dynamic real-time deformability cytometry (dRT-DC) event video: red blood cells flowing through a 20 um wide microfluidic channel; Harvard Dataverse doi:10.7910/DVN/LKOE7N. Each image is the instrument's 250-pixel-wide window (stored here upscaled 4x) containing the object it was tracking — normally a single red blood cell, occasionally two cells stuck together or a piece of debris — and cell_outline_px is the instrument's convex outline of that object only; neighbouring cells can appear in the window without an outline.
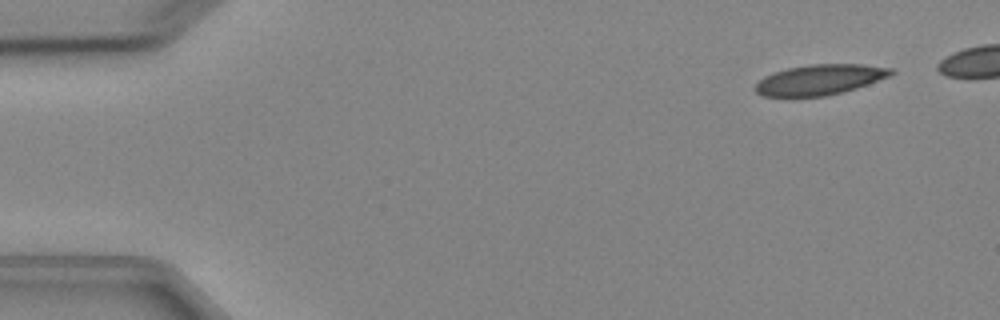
{"species": "Egyptian fruit bat (a non-hibernating species)", "species_latin": "Rousettus aegyptiacus", "temperature_condition": "cold", "stored_images_in_passage": 4, "camera_frame_rate_fps": 3000, "um_per_image_px": 0.085, "animal": {"sex": "female"}, "frame": {"image": 1, "passage_image": 1, "time_ms": 0.0, "image_size_px": [1000, 320], "cell_outline_px": [[896, 72], [892, 76], [844, 92], [824, 96], [760, 96], [756, 92], [756, 84], [764, 76], [788, 68], [808, 64], [860, 64], [892, 68]], "centroid_in_image_um": [69.73, 6.77], "position_along_channel_um": 15.3, "area_um2": 23.99}}